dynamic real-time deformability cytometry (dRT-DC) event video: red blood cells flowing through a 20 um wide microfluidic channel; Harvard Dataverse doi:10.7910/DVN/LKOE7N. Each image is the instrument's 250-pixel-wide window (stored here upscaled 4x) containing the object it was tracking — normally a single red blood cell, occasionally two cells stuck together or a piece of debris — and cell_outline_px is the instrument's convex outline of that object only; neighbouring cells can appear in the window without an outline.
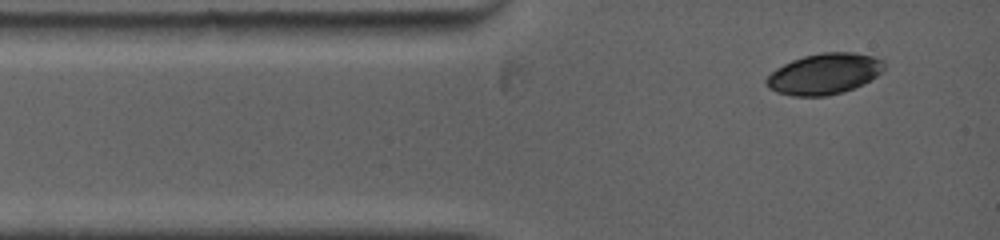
{"species": "common noctule bat (a hibernating species)", "species_latin": "Nyctalus noctula", "temperature_condition": "warm", "stored_images_in_passage": 3, "camera_frame_rate_fps": 5000, "um_per_image_px": 0.085, "animal": {"sex": "female", "body_mass_g": 19.0, "forearm_length_mm": 53.3}, "frame": {"image": 1, "passage_image": 1, "time_ms": 0.0, "image_size_px": [1000, 240], "cell_outline_px": [[884, 68], [876, 76], [844, 92], [824, 96], [792, 96], [776, 92], [768, 88], [764, 80], [776, 68], [792, 60], [804, 56], [820, 52], [852, 52], [872, 56], [884, 60]], "centroid_in_image_um": [70.02, 6.27], "position_along_channel_um": 15.0, "area_um2": 27.92}}
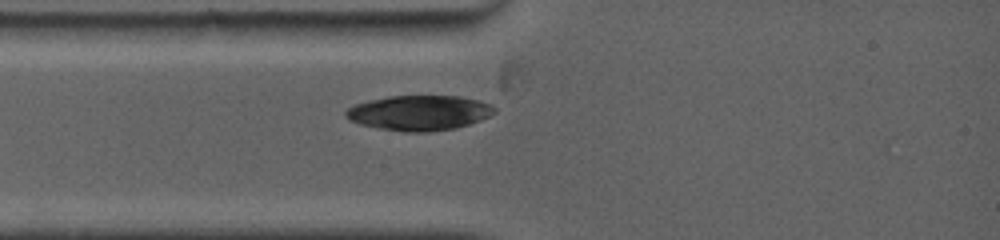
{"frame": {"image": 2, "passage_image": 3, "time_ms": 1.6, "image_size_px": [1000, 240], "cell_outline_px": [[496, 112], [480, 120], [456, 128], [424, 132], [408, 132], [380, 128], [360, 124], [348, 120], [344, 116], [344, 112], [348, 108], [356, 104], [368, 100], [388, 96], [460, 96], [492, 104], [496, 108]], "centroid_in_image_um": [35.62, 9.58], "position_along_channel_um": 49.4, "area_um2": 30.29}}